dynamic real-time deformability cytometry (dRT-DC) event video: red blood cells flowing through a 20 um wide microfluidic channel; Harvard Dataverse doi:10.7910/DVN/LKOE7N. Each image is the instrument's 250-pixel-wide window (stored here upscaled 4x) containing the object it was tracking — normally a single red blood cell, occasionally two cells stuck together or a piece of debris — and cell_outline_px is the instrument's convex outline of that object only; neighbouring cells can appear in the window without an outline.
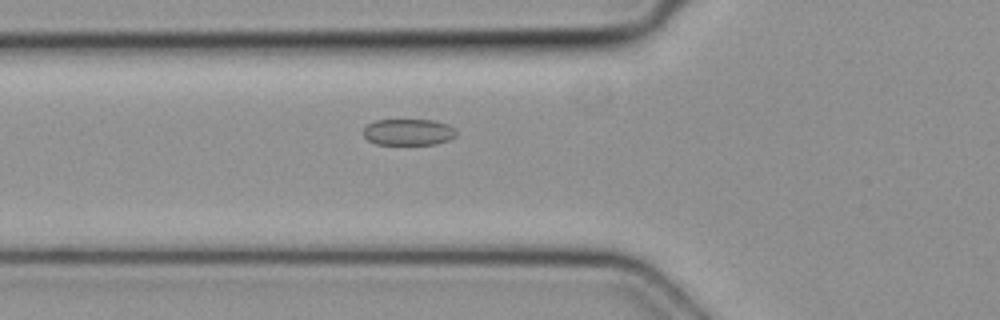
{"species": "common noctule bat (a hibernating species)", "species_latin": "Nyctalus noctula", "temperature_condition": "cold", "stored_images_in_passage": 32, "camera_frame_rate_fps": 3000, "um_per_image_px": 0.085, "animal": {"sex": "female", "body_mass_g": 19.3, "forearm_length_mm": 54.1}, "frame": {"image": 1, "passage_image": 4, "time_ms": 1.0, "image_size_px": [1000, 320], "cell_outline_px": [[456, 136], [448, 140], [436, 144], [376, 144], [368, 140], [364, 136], [364, 128], [368, 124], [376, 120], [432, 120], [448, 124], [456, 132]], "centroid_in_image_um": [34.71, 11.23], "position_along_channel_um": 91.1, "area_um2": 14.16}}
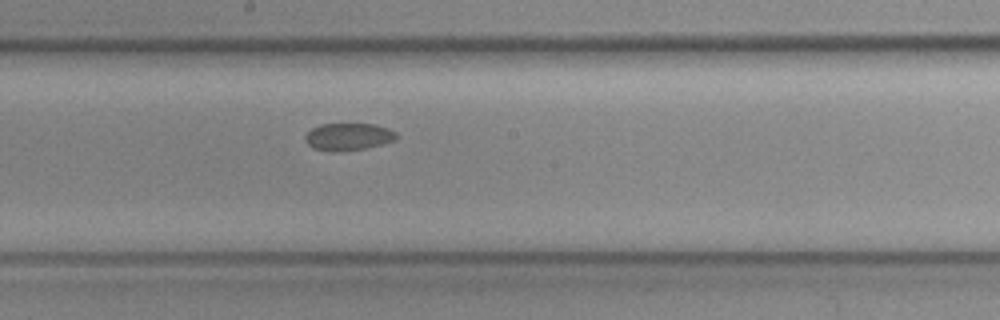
{"frame": {"image": 2, "passage_image": 13, "time_ms": 4.0, "image_size_px": [1000, 320], "cell_outline_px": [[396, 140], [364, 148], [332, 152], [312, 148], [304, 140], [304, 136], [312, 128], [320, 124], [376, 124], [388, 128], [396, 132]], "centroid_in_image_um": [29.57, 11.61], "position_along_channel_um": 218.6, "area_um2": 14.45}}
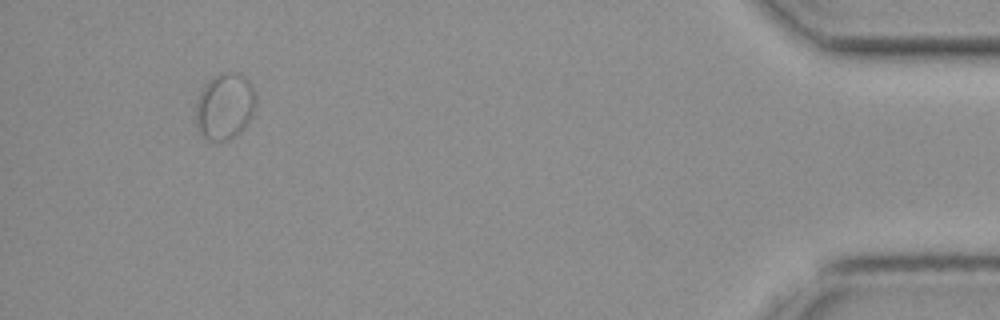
{"frame": {"image": 3, "passage_image": 32, "time_ms": 10.333, "image_size_px": [1000, 320], "cell_outline_px": [[256, 104], [252, 116], [244, 128], [240, 132], [228, 140], [220, 144], [208, 140], [200, 132], [196, 124], [196, 104], [200, 92], [204, 84], [216, 76], [224, 72], [240, 72], [252, 84], [256, 96]], "centroid_in_image_um": [19.12, 9.06], "position_along_channel_um": 416.1, "area_um2": 23.58}}